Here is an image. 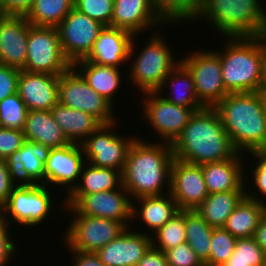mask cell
Instances as JSON below:
<instances>
[{"mask_svg": "<svg viewBox=\"0 0 266 266\" xmlns=\"http://www.w3.org/2000/svg\"><path fill=\"white\" fill-rule=\"evenodd\" d=\"M54 120L70 143L81 144L100 125L92 115L57 103L51 110Z\"/></svg>", "mask_w": 266, "mask_h": 266, "instance_id": "f1b7e54d", "label": "cell"}, {"mask_svg": "<svg viewBox=\"0 0 266 266\" xmlns=\"http://www.w3.org/2000/svg\"><path fill=\"white\" fill-rule=\"evenodd\" d=\"M100 22L73 8L57 26L62 52L73 65L85 59L93 48L100 31Z\"/></svg>", "mask_w": 266, "mask_h": 266, "instance_id": "9a60e30c", "label": "cell"}, {"mask_svg": "<svg viewBox=\"0 0 266 266\" xmlns=\"http://www.w3.org/2000/svg\"><path fill=\"white\" fill-rule=\"evenodd\" d=\"M221 60L222 80L228 93L258 92L262 82V46L259 37H224Z\"/></svg>", "mask_w": 266, "mask_h": 266, "instance_id": "5b68a950", "label": "cell"}, {"mask_svg": "<svg viewBox=\"0 0 266 266\" xmlns=\"http://www.w3.org/2000/svg\"><path fill=\"white\" fill-rule=\"evenodd\" d=\"M71 66L62 52L57 27L29 26L23 70L59 76Z\"/></svg>", "mask_w": 266, "mask_h": 266, "instance_id": "4fadbf2b", "label": "cell"}, {"mask_svg": "<svg viewBox=\"0 0 266 266\" xmlns=\"http://www.w3.org/2000/svg\"><path fill=\"white\" fill-rule=\"evenodd\" d=\"M133 34L115 27L104 26L94 42L89 55L84 59L99 65L122 68L128 64Z\"/></svg>", "mask_w": 266, "mask_h": 266, "instance_id": "cb8c5ba5", "label": "cell"}, {"mask_svg": "<svg viewBox=\"0 0 266 266\" xmlns=\"http://www.w3.org/2000/svg\"><path fill=\"white\" fill-rule=\"evenodd\" d=\"M152 246L163 252L186 242L185 210H179L152 236Z\"/></svg>", "mask_w": 266, "mask_h": 266, "instance_id": "8d00e7d4", "label": "cell"}, {"mask_svg": "<svg viewBox=\"0 0 266 266\" xmlns=\"http://www.w3.org/2000/svg\"><path fill=\"white\" fill-rule=\"evenodd\" d=\"M172 151L175 159L194 165L223 161L239 154L214 107L195 111L172 144Z\"/></svg>", "mask_w": 266, "mask_h": 266, "instance_id": "7a4b0ae2", "label": "cell"}, {"mask_svg": "<svg viewBox=\"0 0 266 266\" xmlns=\"http://www.w3.org/2000/svg\"><path fill=\"white\" fill-rule=\"evenodd\" d=\"M4 223V208L3 205L0 203V225Z\"/></svg>", "mask_w": 266, "mask_h": 266, "instance_id": "db71d44e", "label": "cell"}, {"mask_svg": "<svg viewBox=\"0 0 266 266\" xmlns=\"http://www.w3.org/2000/svg\"><path fill=\"white\" fill-rule=\"evenodd\" d=\"M144 135H138L131 145L122 171L123 187L131 200L170 193L172 145Z\"/></svg>", "mask_w": 266, "mask_h": 266, "instance_id": "6da1fadb", "label": "cell"}, {"mask_svg": "<svg viewBox=\"0 0 266 266\" xmlns=\"http://www.w3.org/2000/svg\"><path fill=\"white\" fill-rule=\"evenodd\" d=\"M58 103L84 111L101 124H110L122 119V116L116 114L117 106H113L92 89L73 66L59 75Z\"/></svg>", "mask_w": 266, "mask_h": 266, "instance_id": "8fae6325", "label": "cell"}, {"mask_svg": "<svg viewBox=\"0 0 266 266\" xmlns=\"http://www.w3.org/2000/svg\"><path fill=\"white\" fill-rule=\"evenodd\" d=\"M186 242L204 262L209 257L213 228L196 212L185 210Z\"/></svg>", "mask_w": 266, "mask_h": 266, "instance_id": "d590c367", "label": "cell"}, {"mask_svg": "<svg viewBox=\"0 0 266 266\" xmlns=\"http://www.w3.org/2000/svg\"><path fill=\"white\" fill-rule=\"evenodd\" d=\"M157 15L169 30L187 24H194L201 14L206 0H153ZM180 24V25H179Z\"/></svg>", "mask_w": 266, "mask_h": 266, "instance_id": "d6a6232c", "label": "cell"}, {"mask_svg": "<svg viewBox=\"0 0 266 266\" xmlns=\"http://www.w3.org/2000/svg\"><path fill=\"white\" fill-rule=\"evenodd\" d=\"M14 187L15 186L11 181L6 161L4 159H0V203L2 205L7 202Z\"/></svg>", "mask_w": 266, "mask_h": 266, "instance_id": "c3c4849f", "label": "cell"}, {"mask_svg": "<svg viewBox=\"0 0 266 266\" xmlns=\"http://www.w3.org/2000/svg\"><path fill=\"white\" fill-rule=\"evenodd\" d=\"M50 190L53 189L45 184L14 187L7 202L3 205L4 223L8 224L11 228L15 226H19L18 229H22V227H26L25 229L31 228L28 229L29 232L30 230L37 231V229H33L35 227L38 228L42 226L43 228V225H45L48 220H52L50 217L52 215L51 213L54 212L53 214H55L59 209V212L63 213L65 209V200L64 197H61V193L58 192V190H53L54 192ZM56 192L61 198L58 199L55 197ZM55 204L60 205L57 206Z\"/></svg>", "mask_w": 266, "mask_h": 266, "instance_id": "52a82bcc", "label": "cell"}, {"mask_svg": "<svg viewBox=\"0 0 266 266\" xmlns=\"http://www.w3.org/2000/svg\"><path fill=\"white\" fill-rule=\"evenodd\" d=\"M86 80L87 84L113 106L117 93L122 92L124 86L123 69L112 66L99 65L91 61L80 60L72 65Z\"/></svg>", "mask_w": 266, "mask_h": 266, "instance_id": "484cf974", "label": "cell"}, {"mask_svg": "<svg viewBox=\"0 0 266 266\" xmlns=\"http://www.w3.org/2000/svg\"><path fill=\"white\" fill-rule=\"evenodd\" d=\"M50 148L40 142L25 140L22 147L5 161L15 187L44 184V166Z\"/></svg>", "mask_w": 266, "mask_h": 266, "instance_id": "ac0fdd59", "label": "cell"}, {"mask_svg": "<svg viewBox=\"0 0 266 266\" xmlns=\"http://www.w3.org/2000/svg\"><path fill=\"white\" fill-rule=\"evenodd\" d=\"M25 16H0V64L23 70L29 26Z\"/></svg>", "mask_w": 266, "mask_h": 266, "instance_id": "44dd1931", "label": "cell"}, {"mask_svg": "<svg viewBox=\"0 0 266 266\" xmlns=\"http://www.w3.org/2000/svg\"><path fill=\"white\" fill-rule=\"evenodd\" d=\"M74 8V0H35L26 14L33 26L57 27Z\"/></svg>", "mask_w": 266, "mask_h": 266, "instance_id": "e575fe53", "label": "cell"}, {"mask_svg": "<svg viewBox=\"0 0 266 266\" xmlns=\"http://www.w3.org/2000/svg\"><path fill=\"white\" fill-rule=\"evenodd\" d=\"M161 29L163 28L150 33L147 40L143 39L141 47L137 45L136 40L139 35H134L132 38L127 64L129 80L127 78L126 80L131 83L129 85L136 88L135 94L157 92L163 85L164 79L181 62V57L175 56L178 50L172 48L173 44L167 41L168 38L163 32L161 33L163 31Z\"/></svg>", "mask_w": 266, "mask_h": 266, "instance_id": "277c9868", "label": "cell"}, {"mask_svg": "<svg viewBox=\"0 0 266 266\" xmlns=\"http://www.w3.org/2000/svg\"><path fill=\"white\" fill-rule=\"evenodd\" d=\"M261 99H262V102H263V108H264V111L266 113V85H263L260 90L258 91Z\"/></svg>", "mask_w": 266, "mask_h": 266, "instance_id": "f5cc1de1", "label": "cell"}, {"mask_svg": "<svg viewBox=\"0 0 266 266\" xmlns=\"http://www.w3.org/2000/svg\"><path fill=\"white\" fill-rule=\"evenodd\" d=\"M84 163V153L79 143L50 149L44 166V184L60 192L62 190L61 195L65 194L63 196L66 197L78 183Z\"/></svg>", "mask_w": 266, "mask_h": 266, "instance_id": "2e32d148", "label": "cell"}, {"mask_svg": "<svg viewBox=\"0 0 266 266\" xmlns=\"http://www.w3.org/2000/svg\"><path fill=\"white\" fill-rule=\"evenodd\" d=\"M151 246V236L130 227L96 254L105 266H136Z\"/></svg>", "mask_w": 266, "mask_h": 266, "instance_id": "ffe728a7", "label": "cell"}, {"mask_svg": "<svg viewBox=\"0 0 266 266\" xmlns=\"http://www.w3.org/2000/svg\"><path fill=\"white\" fill-rule=\"evenodd\" d=\"M20 70L0 64V101L17 93Z\"/></svg>", "mask_w": 266, "mask_h": 266, "instance_id": "f6af8a7d", "label": "cell"}, {"mask_svg": "<svg viewBox=\"0 0 266 266\" xmlns=\"http://www.w3.org/2000/svg\"><path fill=\"white\" fill-rule=\"evenodd\" d=\"M28 109L15 93L0 101V127L23 130Z\"/></svg>", "mask_w": 266, "mask_h": 266, "instance_id": "ab89813d", "label": "cell"}, {"mask_svg": "<svg viewBox=\"0 0 266 266\" xmlns=\"http://www.w3.org/2000/svg\"><path fill=\"white\" fill-rule=\"evenodd\" d=\"M136 266H169L165 253L153 246L145 253Z\"/></svg>", "mask_w": 266, "mask_h": 266, "instance_id": "681fc988", "label": "cell"}, {"mask_svg": "<svg viewBox=\"0 0 266 266\" xmlns=\"http://www.w3.org/2000/svg\"><path fill=\"white\" fill-rule=\"evenodd\" d=\"M262 46V82L266 85V30L259 36Z\"/></svg>", "mask_w": 266, "mask_h": 266, "instance_id": "816d5d0a", "label": "cell"}, {"mask_svg": "<svg viewBox=\"0 0 266 266\" xmlns=\"http://www.w3.org/2000/svg\"><path fill=\"white\" fill-rule=\"evenodd\" d=\"M178 211V206L170 193L160 196H144L134 199L132 200L131 228L152 236ZM135 221L141 223L138 224L140 225V228L139 226L136 227L137 224H135Z\"/></svg>", "mask_w": 266, "mask_h": 266, "instance_id": "7402d4cb", "label": "cell"}, {"mask_svg": "<svg viewBox=\"0 0 266 266\" xmlns=\"http://www.w3.org/2000/svg\"><path fill=\"white\" fill-rule=\"evenodd\" d=\"M169 266H204L187 242L164 252Z\"/></svg>", "mask_w": 266, "mask_h": 266, "instance_id": "b9f144b4", "label": "cell"}, {"mask_svg": "<svg viewBox=\"0 0 266 266\" xmlns=\"http://www.w3.org/2000/svg\"><path fill=\"white\" fill-rule=\"evenodd\" d=\"M59 76L20 70L17 93L28 111H50L58 103Z\"/></svg>", "mask_w": 266, "mask_h": 266, "instance_id": "603a6c76", "label": "cell"}, {"mask_svg": "<svg viewBox=\"0 0 266 266\" xmlns=\"http://www.w3.org/2000/svg\"><path fill=\"white\" fill-rule=\"evenodd\" d=\"M253 237L266 254V213L261 218Z\"/></svg>", "mask_w": 266, "mask_h": 266, "instance_id": "f907efd6", "label": "cell"}, {"mask_svg": "<svg viewBox=\"0 0 266 266\" xmlns=\"http://www.w3.org/2000/svg\"><path fill=\"white\" fill-rule=\"evenodd\" d=\"M67 212V213H66ZM69 214L60 239L66 250L96 253L99 249L117 238L126 227L119 221L78 214L71 206H65ZM63 236V237H62Z\"/></svg>", "mask_w": 266, "mask_h": 266, "instance_id": "ba28073f", "label": "cell"}, {"mask_svg": "<svg viewBox=\"0 0 266 266\" xmlns=\"http://www.w3.org/2000/svg\"><path fill=\"white\" fill-rule=\"evenodd\" d=\"M222 266H239V265H222Z\"/></svg>", "mask_w": 266, "mask_h": 266, "instance_id": "9f6ffc18", "label": "cell"}, {"mask_svg": "<svg viewBox=\"0 0 266 266\" xmlns=\"http://www.w3.org/2000/svg\"><path fill=\"white\" fill-rule=\"evenodd\" d=\"M246 154L245 158L249 159L252 157V160H245L246 197L266 205V149L255 150ZM250 162L253 163L251 164Z\"/></svg>", "mask_w": 266, "mask_h": 266, "instance_id": "836d02e7", "label": "cell"}, {"mask_svg": "<svg viewBox=\"0 0 266 266\" xmlns=\"http://www.w3.org/2000/svg\"><path fill=\"white\" fill-rule=\"evenodd\" d=\"M121 121L119 119L114 123L100 125L80 144L85 162L99 168L123 171L129 149L138 135L131 132L130 136L121 134V130H117L124 123Z\"/></svg>", "mask_w": 266, "mask_h": 266, "instance_id": "9c48e42d", "label": "cell"}, {"mask_svg": "<svg viewBox=\"0 0 266 266\" xmlns=\"http://www.w3.org/2000/svg\"><path fill=\"white\" fill-rule=\"evenodd\" d=\"M237 238L224 228H213L209 257L204 266H222L233 254Z\"/></svg>", "mask_w": 266, "mask_h": 266, "instance_id": "f35d334b", "label": "cell"}, {"mask_svg": "<svg viewBox=\"0 0 266 266\" xmlns=\"http://www.w3.org/2000/svg\"><path fill=\"white\" fill-rule=\"evenodd\" d=\"M25 141L23 130L0 127V159L6 160L18 151Z\"/></svg>", "mask_w": 266, "mask_h": 266, "instance_id": "7bdbcfd3", "label": "cell"}, {"mask_svg": "<svg viewBox=\"0 0 266 266\" xmlns=\"http://www.w3.org/2000/svg\"><path fill=\"white\" fill-rule=\"evenodd\" d=\"M265 213L266 205L245 197L227 218L223 228L237 239L253 237Z\"/></svg>", "mask_w": 266, "mask_h": 266, "instance_id": "1f68e13d", "label": "cell"}, {"mask_svg": "<svg viewBox=\"0 0 266 266\" xmlns=\"http://www.w3.org/2000/svg\"><path fill=\"white\" fill-rule=\"evenodd\" d=\"M11 228L8 224L3 223L0 225V266H11L10 262L14 257L17 256V248L21 250L19 246H17L16 240L12 236H14L13 232L10 231ZM13 234V235H12ZM16 255V256H15Z\"/></svg>", "mask_w": 266, "mask_h": 266, "instance_id": "ee69618b", "label": "cell"}, {"mask_svg": "<svg viewBox=\"0 0 266 266\" xmlns=\"http://www.w3.org/2000/svg\"><path fill=\"white\" fill-rule=\"evenodd\" d=\"M170 194L179 210H194L209 195L201 165L174 158L171 166Z\"/></svg>", "mask_w": 266, "mask_h": 266, "instance_id": "e0dca14e", "label": "cell"}, {"mask_svg": "<svg viewBox=\"0 0 266 266\" xmlns=\"http://www.w3.org/2000/svg\"><path fill=\"white\" fill-rule=\"evenodd\" d=\"M70 255L69 257L70 262L69 265L73 266H105L102 263L96 253L93 252H81V251H74V250H66Z\"/></svg>", "mask_w": 266, "mask_h": 266, "instance_id": "7dc6e473", "label": "cell"}, {"mask_svg": "<svg viewBox=\"0 0 266 266\" xmlns=\"http://www.w3.org/2000/svg\"><path fill=\"white\" fill-rule=\"evenodd\" d=\"M114 0H74V8L104 26H110Z\"/></svg>", "mask_w": 266, "mask_h": 266, "instance_id": "60d3db41", "label": "cell"}, {"mask_svg": "<svg viewBox=\"0 0 266 266\" xmlns=\"http://www.w3.org/2000/svg\"><path fill=\"white\" fill-rule=\"evenodd\" d=\"M190 50L181 57V63L191 73L198 101L204 107H215L229 93L222 80L221 60L219 54L209 47ZM212 49V50H211Z\"/></svg>", "mask_w": 266, "mask_h": 266, "instance_id": "7c38bea8", "label": "cell"}, {"mask_svg": "<svg viewBox=\"0 0 266 266\" xmlns=\"http://www.w3.org/2000/svg\"><path fill=\"white\" fill-rule=\"evenodd\" d=\"M223 265L266 266V254L254 237L238 238L233 254Z\"/></svg>", "mask_w": 266, "mask_h": 266, "instance_id": "74e56055", "label": "cell"}, {"mask_svg": "<svg viewBox=\"0 0 266 266\" xmlns=\"http://www.w3.org/2000/svg\"><path fill=\"white\" fill-rule=\"evenodd\" d=\"M264 0H206L196 20L221 37H259L266 30Z\"/></svg>", "mask_w": 266, "mask_h": 266, "instance_id": "8992f818", "label": "cell"}, {"mask_svg": "<svg viewBox=\"0 0 266 266\" xmlns=\"http://www.w3.org/2000/svg\"><path fill=\"white\" fill-rule=\"evenodd\" d=\"M122 185V171L99 168L85 162L78 183L68 195H88L101 191H112L119 189Z\"/></svg>", "mask_w": 266, "mask_h": 266, "instance_id": "4dcf8cb0", "label": "cell"}, {"mask_svg": "<svg viewBox=\"0 0 266 266\" xmlns=\"http://www.w3.org/2000/svg\"><path fill=\"white\" fill-rule=\"evenodd\" d=\"M64 200L65 206H71L80 215L116 220L126 228L132 225V200L123 185L112 191L67 195Z\"/></svg>", "mask_w": 266, "mask_h": 266, "instance_id": "5bb4252c", "label": "cell"}, {"mask_svg": "<svg viewBox=\"0 0 266 266\" xmlns=\"http://www.w3.org/2000/svg\"><path fill=\"white\" fill-rule=\"evenodd\" d=\"M245 160V154L239 153L231 159L201 164L208 193L246 191Z\"/></svg>", "mask_w": 266, "mask_h": 266, "instance_id": "d4e9b609", "label": "cell"}, {"mask_svg": "<svg viewBox=\"0 0 266 266\" xmlns=\"http://www.w3.org/2000/svg\"><path fill=\"white\" fill-rule=\"evenodd\" d=\"M23 133L25 140L43 143L50 149L70 144L51 111H28Z\"/></svg>", "mask_w": 266, "mask_h": 266, "instance_id": "83f0119b", "label": "cell"}, {"mask_svg": "<svg viewBox=\"0 0 266 266\" xmlns=\"http://www.w3.org/2000/svg\"><path fill=\"white\" fill-rule=\"evenodd\" d=\"M0 14H2L1 0H0Z\"/></svg>", "mask_w": 266, "mask_h": 266, "instance_id": "11a10c76", "label": "cell"}, {"mask_svg": "<svg viewBox=\"0 0 266 266\" xmlns=\"http://www.w3.org/2000/svg\"><path fill=\"white\" fill-rule=\"evenodd\" d=\"M235 149H266V113L258 92L229 93L215 107Z\"/></svg>", "mask_w": 266, "mask_h": 266, "instance_id": "3957f363", "label": "cell"}, {"mask_svg": "<svg viewBox=\"0 0 266 266\" xmlns=\"http://www.w3.org/2000/svg\"><path fill=\"white\" fill-rule=\"evenodd\" d=\"M110 27L140 35L139 38H144L143 33L167 28L159 19L153 0H114Z\"/></svg>", "mask_w": 266, "mask_h": 266, "instance_id": "d6986e66", "label": "cell"}, {"mask_svg": "<svg viewBox=\"0 0 266 266\" xmlns=\"http://www.w3.org/2000/svg\"><path fill=\"white\" fill-rule=\"evenodd\" d=\"M157 92L175 105L193 108L195 111L204 108L197 99L193 77L181 62L164 79Z\"/></svg>", "mask_w": 266, "mask_h": 266, "instance_id": "4316f807", "label": "cell"}, {"mask_svg": "<svg viewBox=\"0 0 266 266\" xmlns=\"http://www.w3.org/2000/svg\"><path fill=\"white\" fill-rule=\"evenodd\" d=\"M35 0H1L2 15L26 16Z\"/></svg>", "mask_w": 266, "mask_h": 266, "instance_id": "bcb514c9", "label": "cell"}, {"mask_svg": "<svg viewBox=\"0 0 266 266\" xmlns=\"http://www.w3.org/2000/svg\"><path fill=\"white\" fill-rule=\"evenodd\" d=\"M246 197V191L209 194L195 210L212 228H223L227 218Z\"/></svg>", "mask_w": 266, "mask_h": 266, "instance_id": "f546056e", "label": "cell"}, {"mask_svg": "<svg viewBox=\"0 0 266 266\" xmlns=\"http://www.w3.org/2000/svg\"><path fill=\"white\" fill-rule=\"evenodd\" d=\"M140 122H144L152 129L155 136L154 141L173 144L181 135L189 123L191 116L195 113L193 108H186L170 103L158 92H147L141 94ZM146 122V123H145ZM156 132V133H155ZM156 134V135H155ZM157 136V137H156ZM159 139V140H158Z\"/></svg>", "mask_w": 266, "mask_h": 266, "instance_id": "30bf717a", "label": "cell"}]
</instances>
